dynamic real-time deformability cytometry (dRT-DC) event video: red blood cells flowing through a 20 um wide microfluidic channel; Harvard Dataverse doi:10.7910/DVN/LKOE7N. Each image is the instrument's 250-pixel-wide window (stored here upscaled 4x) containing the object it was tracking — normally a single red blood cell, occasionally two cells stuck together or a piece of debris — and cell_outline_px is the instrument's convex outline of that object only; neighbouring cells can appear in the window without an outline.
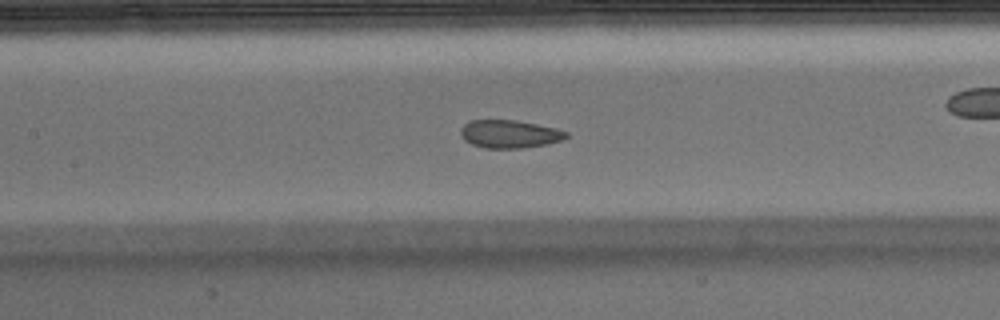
{"species": "Egyptian fruit bat (a non-hibernating species)", "species_latin": "Rousettus aegyptiacus", "temperature_condition": "warm", "stored_images_in_passage": 52, "camera_frame_rate_fps": 3000, "um_per_image_px": 0.085, "animal": {"sex": "male"}, "frame": {"image": 1, "passage_image": 23, "time_ms": 7.333, "image_size_px": [1000, 320], "cell_outline_px": [[568, 136], [560, 140], [548, 144], [524, 148], [484, 148], [472, 144], [464, 140], [460, 136], [460, 128], [468, 120], [516, 120], [556, 128], [568, 132]], "centroid_in_image_um": [43.27, 11.39], "position_along_channel_um": 164.1, "area_um2": 17.34}, "authors_computed_cell_mechanics": {"area_um2": 19.1607, "velocity_mm_per_s": 3.9035, "shape_relaxation_time_tau1_ms": null, "shape_relaxation_time_tau2_ms": 1.2723, "deformation_change_tau1": null, "deformation_change_tau2": 0.0636}}